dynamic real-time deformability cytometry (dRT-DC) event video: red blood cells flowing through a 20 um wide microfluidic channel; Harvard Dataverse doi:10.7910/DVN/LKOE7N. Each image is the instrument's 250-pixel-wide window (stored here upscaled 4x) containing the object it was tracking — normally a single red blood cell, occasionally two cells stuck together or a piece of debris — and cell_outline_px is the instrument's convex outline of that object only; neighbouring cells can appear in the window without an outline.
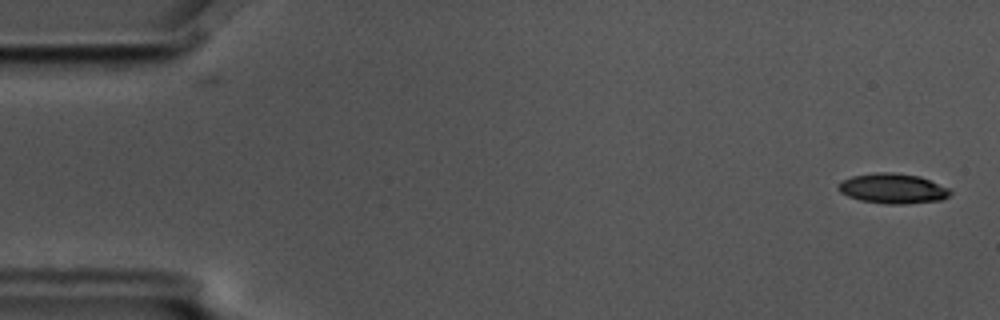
{"species": "common noctule bat (a hibernating species)", "species_latin": "Nyctalus noctula", "temperature_condition": "cold", "stored_images_in_passage": 5, "camera_frame_rate_fps": 3000, "um_per_image_px": 0.085, "animal": {"sex": "male", "body_mass_g": 17.5, "forearm_length_mm": 52.3}, "frame": {"image": 1, "passage_image": 1, "time_ms": 0.0, "image_size_px": [1000, 320], "cell_outline_px": [[952, 192], [948, 196], [940, 200], [904, 204], [888, 204], [860, 200], [848, 196], [840, 192], [836, 188], [840, 180], [852, 176], [876, 172], [892, 172], [920, 176], [948, 188]], "centroid_in_image_um": [75.84, 16.01], "position_along_channel_um": 9.2, "area_um2": 19.59}}